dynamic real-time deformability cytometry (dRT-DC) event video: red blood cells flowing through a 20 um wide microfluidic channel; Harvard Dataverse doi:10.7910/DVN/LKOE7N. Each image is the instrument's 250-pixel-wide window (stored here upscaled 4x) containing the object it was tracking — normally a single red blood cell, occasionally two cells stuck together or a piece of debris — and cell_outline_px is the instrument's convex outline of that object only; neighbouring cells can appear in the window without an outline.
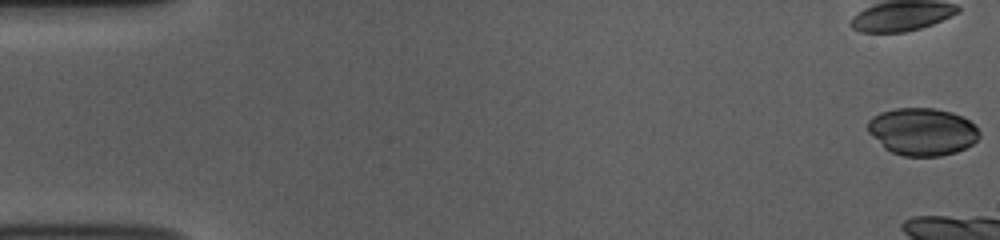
{"species": "common noctule bat (a hibernating species)", "species_latin": "Nyctalus noctula", "temperature_condition": "room temperature", "stored_images_in_passage": 9, "camera_frame_rate_fps": 3000, "um_per_image_px": 0.085, "animal": {"sex": "female", "body_mass_g": 10.0, "forearm_length_mm": 53.1}, "frame": {"image": 1, "passage_image": 1, "time_ms": 0.0, "image_size_px": [1000, 240], "cell_outline_px": [[980, 136], [972, 144], [956, 152], [940, 156], [904, 156], [892, 152], [884, 148], [868, 132], [868, 120], [872, 116], [880, 112], [896, 108], [936, 108], [952, 112], [964, 116], [980, 132]], "centroid_in_image_um": [78.38, 11.18], "position_along_channel_um": 6.6, "area_um2": 30.92}}